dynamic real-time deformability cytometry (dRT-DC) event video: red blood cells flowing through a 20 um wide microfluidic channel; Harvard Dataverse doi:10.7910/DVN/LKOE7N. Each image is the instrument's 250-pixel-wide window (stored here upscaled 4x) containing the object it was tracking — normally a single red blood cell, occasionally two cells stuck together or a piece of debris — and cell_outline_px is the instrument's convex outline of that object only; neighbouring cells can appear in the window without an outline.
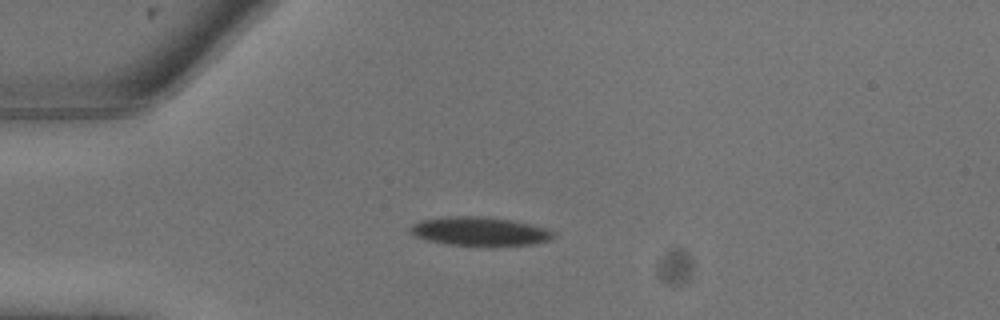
{"species": "common noctule bat (a hibernating species)", "species_latin": "Nyctalus noctula", "temperature_condition": "warm", "stored_images_in_passage": 6, "camera_frame_rate_fps": 3000, "um_per_image_px": 0.085, "animal": {"sex": "male", "body_mass_g": 13.3}, "frame": {"image": 1, "passage_image": 5, "time_ms": 1.333, "image_size_px": [1000, 320], "cell_outline_px": [[556, 236], [548, 240], [532, 244], [448, 244], [428, 240], [416, 236], [408, 232], [408, 228], [412, 224], [420, 220], [448, 216], [484, 216], [516, 220], [532, 224], [556, 232]], "centroid_in_image_um": [40.76, 19.62], "position_along_channel_um": 44.2, "area_um2": 23.7}}